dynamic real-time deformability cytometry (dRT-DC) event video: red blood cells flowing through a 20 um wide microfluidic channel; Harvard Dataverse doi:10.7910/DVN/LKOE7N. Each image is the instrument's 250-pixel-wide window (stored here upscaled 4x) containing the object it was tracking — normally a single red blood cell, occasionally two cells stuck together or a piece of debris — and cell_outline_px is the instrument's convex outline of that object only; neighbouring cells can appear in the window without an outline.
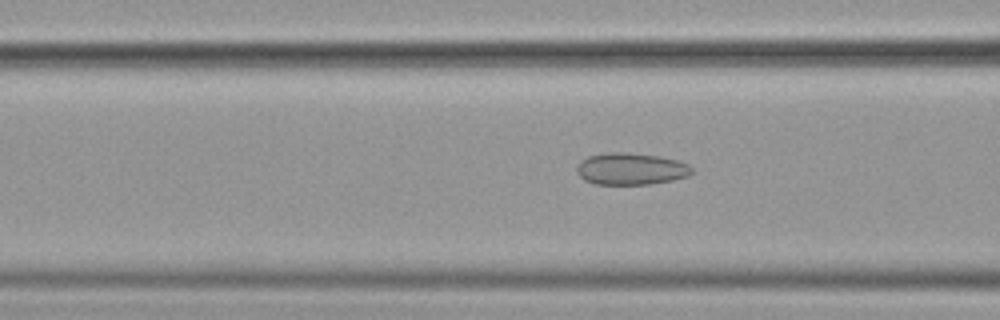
{"species": "common noctule bat (a hibernating species)", "species_latin": "Nyctalus noctula", "temperature_condition": "cold", "stored_images_in_passage": 38, "camera_frame_rate_fps": 3000, "um_per_image_px": 0.085, "animal": {"sex": "female", "body_mass_g": 19.9}, "frame": {"image": 1, "passage_image": 9, "time_ms": 2.667, "image_size_px": [1000, 320], "cell_outline_px": [[692, 172], [688, 176], [672, 180], [648, 184], [596, 184], [584, 180], [576, 172], [576, 168], [580, 160], [588, 156], [608, 152], [628, 152], [660, 156], [676, 160], [688, 164], [692, 168]], "centroid_in_image_um": [53.6, 14.34], "position_along_channel_um": 113.0, "area_um2": 21.44}}
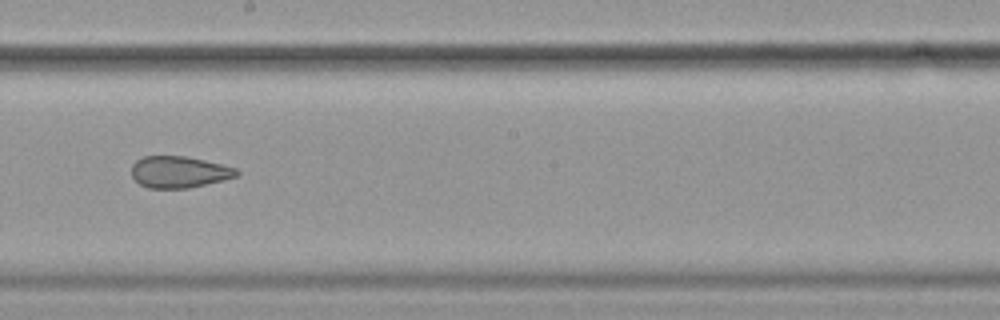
{"frame": {"image": 2, "passage_image": 19, "time_ms": 6.0, "image_size_px": [1000, 320], "cell_outline_px": [[240, 172], [236, 176], [188, 188], [148, 188], [140, 184], [132, 176], [132, 164], [136, 160], [144, 156], [188, 156], [236, 168]], "centroid_in_image_um": [15.18, 14.61], "position_along_channel_um": 233.0, "area_um2": 19.13}}
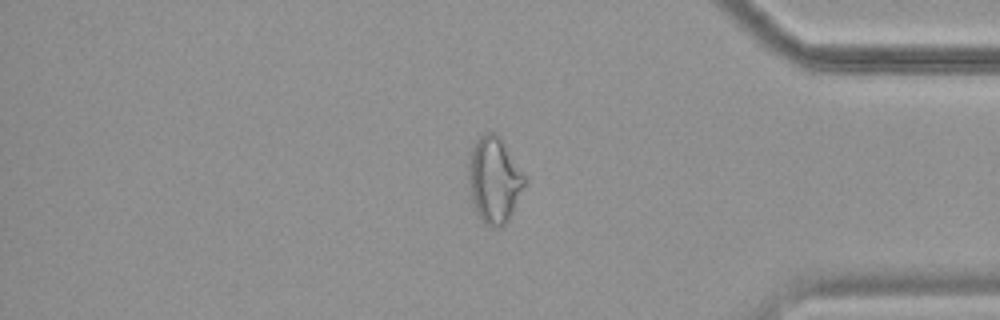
{"frame": {"image": 3, "passage_image": 34, "time_ms": 11.0, "image_size_px": [1000, 320], "cell_outline_px": [[528, 180], [508, 220], [504, 224], [496, 228], [484, 224], [480, 220], [476, 212], [472, 200], [468, 180], [468, 156], [472, 144], [484, 132], [492, 132], [504, 144]], "centroid_in_image_um": [41.98, 15.31], "position_along_channel_um": 393.2, "area_um2": 28.09}}